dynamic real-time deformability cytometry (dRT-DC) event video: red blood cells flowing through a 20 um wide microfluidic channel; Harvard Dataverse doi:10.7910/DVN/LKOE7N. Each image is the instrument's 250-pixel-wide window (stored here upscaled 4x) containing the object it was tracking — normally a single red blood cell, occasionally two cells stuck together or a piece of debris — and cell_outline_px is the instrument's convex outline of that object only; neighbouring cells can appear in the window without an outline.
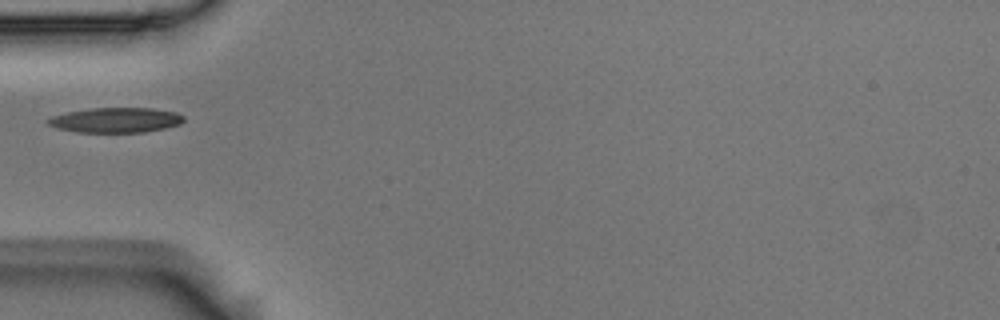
{"species": "Egyptian fruit bat (a non-hibernating species)", "species_latin": "Rousettus aegyptiacus", "temperature_condition": "room temperature", "stored_images_in_passage": 38, "camera_frame_rate_fps": 3000, "um_per_image_px": 0.085, "animal": {"sex": "male"}, "frame": {"image": 1, "passage_image": 1, "time_ms": 0.0, "image_size_px": [1000, 320], "cell_outline_px": [[184, 120], [180, 124], [164, 128], [144, 132], [76, 132], [56, 128], [48, 124], [44, 120], [52, 116], [68, 112], [88, 108], [152, 108], [176, 112], [184, 116]], "centroid_in_image_um": [9.81, 10.2], "position_along_channel_um": 75.2, "area_um2": 19.83}}
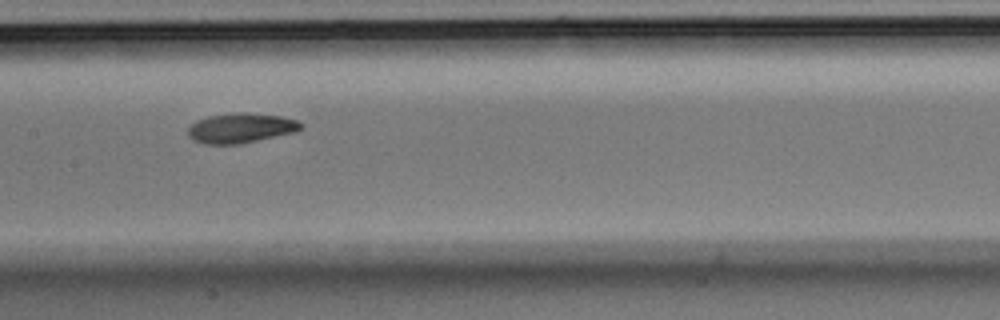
{"frame": {"image": 2, "passage_image": 10, "time_ms": 3.0, "image_size_px": [1000, 320], "cell_outline_px": [[304, 124], [296, 132], [240, 144], [204, 144], [188, 136], [188, 128], [196, 120], [208, 116], [232, 112], [248, 112], [280, 116], [296, 120]], "centroid_in_image_um": [20.47, 10.87], "position_along_channel_um": 186.9, "area_um2": 19.71}}
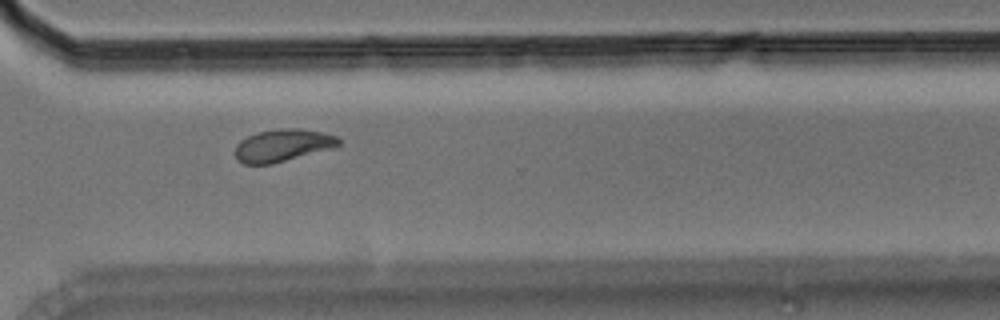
{"frame": {"image": 3, "passage_image": 23, "time_ms": 7.333, "image_size_px": [1000, 320], "cell_outline_px": [[340, 144], [332, 148], [272, 164], [244, 164], [236, 160], [236, 144], [240, 140], [256, 132], [284, 128], [296, 128], [320, 132], [336, 136], [340, 140]], "centroid_in_image_um": [23.99, 12.36], "position_along_channel_um": 346.6, "area_um2": 19.36}}